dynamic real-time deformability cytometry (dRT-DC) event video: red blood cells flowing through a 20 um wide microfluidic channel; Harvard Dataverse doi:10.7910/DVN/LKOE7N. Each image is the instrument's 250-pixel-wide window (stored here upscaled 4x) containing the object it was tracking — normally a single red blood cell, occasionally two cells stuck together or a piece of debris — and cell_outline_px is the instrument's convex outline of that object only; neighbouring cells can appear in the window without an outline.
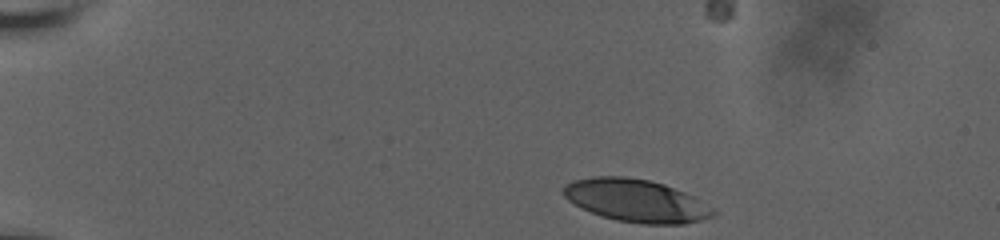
{"species": "human", "species_latin": "Homo sapiens", "temperature_condition": "room temperature", "stored_images_in_passage": 38, "camera_frame_rate_fps": 3000, "um_per_image_px": 0.085, "donor": {"sex": "male"}, "frame": {"image": 1, "passage_image": 1, "time_ms": 0.0, "image_size_px": [1000, 240], "cell_outline_px": [[716, 212], [712, 216], [700, 220], [684, 224], [640, 224], [616, 220], [600, 216], [580, 208], [568, 200], [564, 196], [564, 184], [572, 180], [592, 176], [624, 176], [648, 180], [664, 184], [684, 192], [716, 208]], "centroid_in_image_um": [54.05, 17.05], "position_along_channel_um": 30.9, "area_um2": 37.45}}
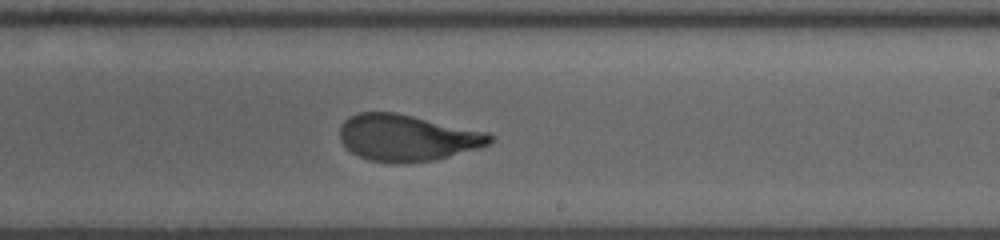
{"frame": {"image": 2, "passage_image": 27, "time_ms": 8.667, "image_size_px": [1000, 240], "cell_outline_px": [[496, 136], [488, 144], [480, 148], [436, 160], [408, 164], [396, 164], [368, 160], [352, 152], [340, 140], [340, 124], [344, 120], [360, 112], [396, 112], [488, 132]], "centroid_in_image_um": [34.63, 11.72], "position_along_channel_um": 254.4, "area_um2": 41.04}}
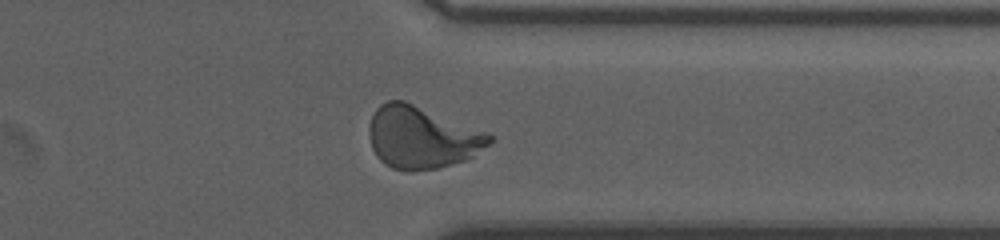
{"frame": {"image": 3, "passage_image": 37, "time_ms": 12.0, "image_size_px": [1000, 240], "cell_outline_px": [[496, 136], [488, 144], [468, 160], [436, 168], [392, 168], [384, 164], [376, 156], [372, 148], [368, 136], [368, 128], [372, 116], [376, 108], [380, 104], [388, 100], [404, 100], [488, 132]], "centroid_in_image_um": [35.85, 11.64], "position_along_channel_um": 375.5, "area_um2": 43.29}}